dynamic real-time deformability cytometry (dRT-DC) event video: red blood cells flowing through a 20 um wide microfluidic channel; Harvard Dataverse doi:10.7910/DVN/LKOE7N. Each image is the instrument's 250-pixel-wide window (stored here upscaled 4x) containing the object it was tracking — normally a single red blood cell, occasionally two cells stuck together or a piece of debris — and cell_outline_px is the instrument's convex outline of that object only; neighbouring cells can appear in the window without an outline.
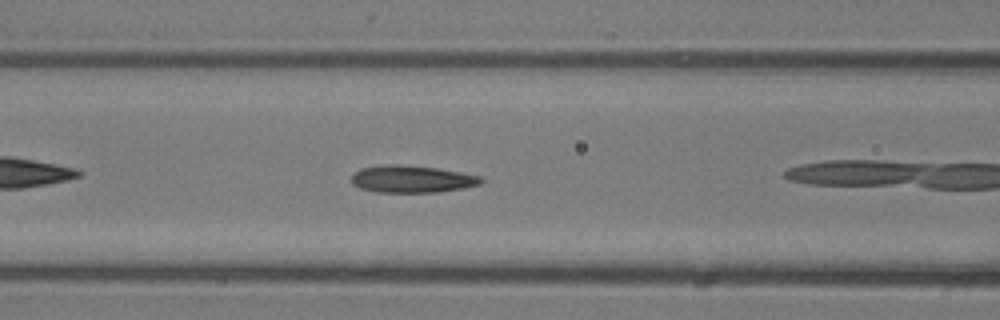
{"species": "common noctule bat (a hibernating species)", "species_latin": "Nyctalus noctula", "temperature_condition": "room temperature", "stored_images_in_passage": 20, "camera_frame_rate_fps": 3000, "um_per_image_px": 0.085, "animal": {"sex": "male", "body_mass_g": 13.3}, "frame": {"image": 1, "passage_image": 6, "time_ms": 1.667, "image_size_px": [1000, 320], "cell_outline_px": [[484, 180], [480, 184], [464, 188], [440, 192], [376, 192], [360, 188], [352, 184], [352, 172], [360, 168], [388, 164], [400, 164], [436, 168], [460, 172], [480, 176]], "centroid_in_image_um": [34.98, 15.22], "position_along_channel_um": 131.6, "area_um2": 20.63}}